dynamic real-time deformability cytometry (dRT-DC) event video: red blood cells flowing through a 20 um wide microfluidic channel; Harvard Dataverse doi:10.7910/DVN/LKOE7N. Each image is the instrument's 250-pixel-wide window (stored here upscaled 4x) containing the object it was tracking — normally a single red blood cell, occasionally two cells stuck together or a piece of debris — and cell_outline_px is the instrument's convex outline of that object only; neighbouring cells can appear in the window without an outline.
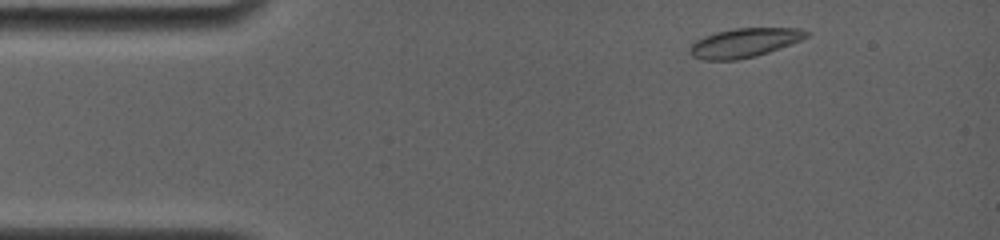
{"species": "common noctule bat (a hibernating species)", "species_latin": "Nyctalus noctula", "temperature_condition": "room temperature", "stored_images_in_passage": 50, "camera_frame_rate_fps": 4000, "um_per_image_px": 0.085, "animal": {"sex": "female", "body_mass_g": 19.0, "forearm_length_mm": 56.7}, "frame": {"image": 1, "passage_image": 2, "time_ms": 0.5, "image_size_px": [1000, 240], "cell_outline_px": [[808, 36], [792, 44], [756, 56], [736, 60], [704, 60], [692, 56], [688, 52], [688, 48], [696, 40], [704, 36], [716, 32], [736, 28], [800, 28], [808, 32]], "centroid_in_image_um": [63.24, 3.64], "position_along_channel_um": 21.8, "area_um2": 19.77}}
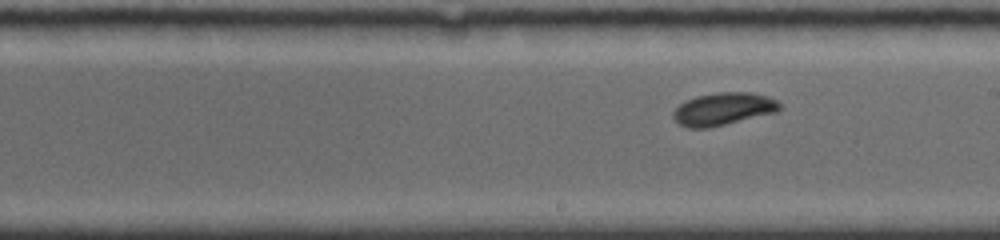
{"frame": {"image": 2, "passage_image": 21, "time_ms": 7.75, "image_size_px": [1000, 240], "cell_outline_px": [[780, 108], [776, 112], [708, 128], [688, 128], [680, 124], [672, 116], [672, 112], [680, 104], [696, 96], [716, 92], [748, 92], [764, 96], [776, 100], [780, 104]], "centroid_in_image_um": [61.44, 9.26], "position_along_channel_um": 227.6, "area_um2": 19.88}}
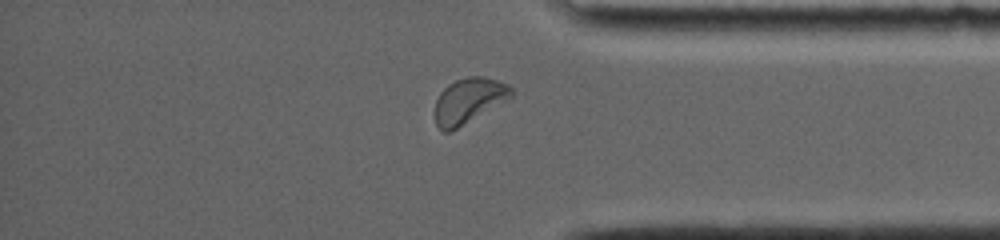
{"frame": {"image": 3, "passage_image": 42, "time_ms": 12.25, "image_size_px": [1000, 240], "cell_outline_px": [[512, 96], [508, 100], [456, 128], [448, 132], [444, 132], [436, 124], [432, 112], [436, 100], [440, 92], [448, 84], [456, 80], [468, 76], [484, 76], [508, 84], [512, 88]], "centroid_in_image_um": [39.81, 8.54], "position_along_channel_um": 395.4, "area_um2": 20.23}, "authors_computed_cell_mechanics": {"area_um2": 19.7098, "velocity_mm_per_s": 3.7642, "shape_relaxation_time_tau1_ms": 2.1517, "shape_relaxation_time_tau2_ms": null, "deformation_change_tau1": 0.0868, "deformation_change_tau2": null}}